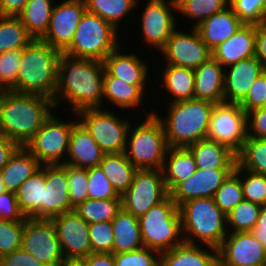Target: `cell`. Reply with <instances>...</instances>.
<instances>
[{
    "label": "cell",
    "mask_w": 266,
    "mask_h": 266,
    "mask_svg": "<svg viewBox=\"0 0 266 266\" xmlns=\"http://www.w3.org/2000/svg\"><path fill=\"white\" fill-rule=\"evenodd\" d=\"M105 67L99 60L59 55L55 108L67 103L68 113L103 107V79Z\"/></svg>",
    "instance_id": "1"
},
{
    "label": "cell",
    "mask_w": 266,
    "mask_h": 266,
    "mask_svg": "<svg viewBox=\"0 0 266 266\" xmlns=\"http://www.w3.org/2000/svg\"><path fill=\"white\" fill-rule=\"evenodd\" d=\"M52 99L14 91L0 92V135L24 146L54 112Z\"/></svg>",
    "instance_id": "2"
},
{
    "label": "cell",
    "mask_w": 266,
    "mask_h": 266,
    "mask_svg": "<svg viewBox=\"0 0 266 266\" xmlns=\"http://www.w3.org/2000/svg\"><path fill=\"white\" fill-rule=\"evenodd\" d=\"M166 104L165 116L156 110L154 114L163 124L169 147H187L206 139L215 103L194 98Z\"/></svg>",
    "instance_id": "3"
},
{
    "label": "cell",
    "mask_w": 266,
    "mask_h": 266,
    "mask_svg": "<svg viewBox=\"0 0 266 266\" xmlns=\"http://www.w3.org/2000/svg\"><path fill=\"white\" fill-rule=\"evenodd\" d=\"M61 53L40 39H33L24 49L18 68L17 83L12 90L54 99Z\"/></svg>",
    "instance_id": "4"
},
{
    "label": "cell",
    "mask_w": 266,
    "mask_h": 266,
    "mask_svg": "<svg viewBox=\"0 0 266 266\" xmlns=\"http://www.w3.org/2000/svg\"><path fill=\"white\" fill-rule=\"evenodd\" d=\"M183 240L218 248L228 234L227 217L213 198L189 200L179 207Z\"/></svg>",
    "instance_id": "5"
},
{
    "label": "cell",
    "mask_w": 266,
    "mask_h": 266,
    "mask_svg": "<svg viewBox=\"0 0 266 266\" xmlns=\"http://www.w3.org/2000/svg\"><path fill=\"white\" fill-rule=\"evenodd\" d=\"M151 110L144 111L140 122L137 118L135 124L132 121L124 153L137 169L161 170L169 146L163 124Z\"/></svg>",
    "instance_id": "6"
},
{
    "label": "cell",
    "mask_w": 266,
    "mask_h": 266,
    "mask_svg": "<svg viewBox=\"0 0 266 266\" xmlns=\"http://www.w3.org/2000/svg\"><path fill=\"white\" fill-rule=\"evenodd\" d=\"M119 34V35H118ZM120 32L96 14L85 11L70 46L63 52L76 58L104 61L119 45Z\"/></svg>",
    "instance_id": "7"
},
{
    "label": "cell",
    "mask_w": 266,
    "mask_h": 266,
    "mask_svg": "<svg viewBox=\"0 0 266 266\" xmlns=\"http://www.w3.org/2000/svg\"><path fill=\"white\" fill-rule=\"evenodd\" d=\"M138 222L144 247L161 253L184 241L180 211L169 195L139 217Z\"/></svg>",
    "instance_id": "8"
},
{
    "label": "cell",
    "mask_w": 266,
    "mask_h": 266,
    "mask_svg": "<svg viewBox=\"0 0 266 266\" xmlns=\"http://www.w3.org/2000/svg\"><path fill=\"white\" fill-rule=\"evenodd\" d=\"M56 115L54 111L25 145L42 165L65 163L73 125L78 121L75 113H72L75 119L69 121L61 119L60 114Z\"/></svg>",
    "instance_id": "9"
},
{
    "label": "cell",
    "mask_w": 266,
    "mask_h": 266,
    "mask_svg": "<svg viewBox=\"0 0 266 266\" xmlns=\"http://www.w3.org/2000/svg\"><path fill=\"white\" fill-rule=\"evenodd\" d=\"M107 108L86 109L76 115L105 154L124 152L132 121Z\"/></svg>",
    "instance_id": "10"
},
{
    "label": "cell",
    "mask_w": 266,
    "mask_h": 266,
    "mask_svg": "<svg viewBox=\"0 0 266 266\" xmlns=\"http://www.w3.org/2000/svg\"><path fill=\"white\" fill-rule=\"evenodd\" d=\"M142 7L140 36L149 50L160 52L171 34L178 28L176 0H148ZM176 14V16H175Z\"/></svg>",
    "instance_id": "11"
},
{
    "label": "cell",
    "mask_w": 266,
    "mask_h": 266,
    "mask_svg": "<svg viewBox=\"0 0 266 266\" xmlns=\"http://www.w3.org/2000/svg\"><path fill=\"white\" fill-rule=\"evenodd\" d=\"M248 137L247 113L239 104H215L206 139L219 142L237 154Z\"/></svg>",
    "instance_id": "12"
},
{
    "label": "cell",
    "mask_w": 266,
    "mask_h": 266,
    "mask_svg": "<svg viewBox=\"0 0 266 266\" xmlns=\"http://www.w3.org/2000/svg\"><path fill=\"white\" fill-rule=\"evenodd\" d=\"M168 195L161 170L137 169L131 186L121 195L122 209L139 218Z\"/></svg>",
    "instance_id": "13"
},
{
    "label": "cell",
    "mask_w": 266,
    "mask_h": 266,
    "mask_svg": "<svg viewBox=\"0 0 266 266\" xmlns=\"http://www.w3.org/2000/svg\"><path fill=\"white\" fill-rule=\"evenodd\" d=\"M21 247L45 266H60L65 258L51 219L26 217Z\"/></svg>",
    "instance_id": "14"
},
{
    "label": "cell",
    "mask_w": 266,
    "mask_h": 266,
    "mask_svg": "<svg viewBox=\"0 0 266 266\" xmlns=\"http://www.w3.org/2000/svg\"><path fill=\"white\" fill-rule=\"evenodd\" d=\"M177 28L159 52L164 64L196 69L212 57V50L203 42L196 28ZM190 30V32H189Z\"/></svg>",
    "instance_id": "15"
},
{
    "label": "cell",
    "mask_w": 266,
    "mask_h": 266,
    "mask_svg": "<svg viewBox=\"0 0 266 266\" xmlns=\"http://www.w3.org/2000/svg\"><path fill=\"white\" fill-rule=\"evenodd\" d=\"M54 5L46 34L40 39L63 53L71 44L86 11L84 0H60Z\"/></svg>",
    "instance_id": "16"
},
{
    "label": "cell",
    "mask_w": 266,
    "mask_h": 266,
    "mask_svg": "<svg viewBox=\"0 0 266 266\" xmlns=\"http://www.w3.org/2000/svg\"><path fill=\"white\" fill-rule=\"evenodd\" d=\"M51 220L65 258H85L92 253L89 224L75 210Z\"/></svg>",
    "instance_id": "17"
},
{
    "label": "cell",
    "mask_w": 266,
    "mask_h": 266,
    "mask_svg": "<svg viewBox=\"0 0 266 266\" xmlns=\"http://www.w3.org/2000/svg\"><path fill=\"white\" fill-rule=\"evenodd\" d=\"M218 249V257L236 266H265L266 249L251 232L228 233Z\"/></svg>",
    "instance_id": "18"
},
{
    "label": "cell",
    "mask_w": 266,
    "mask_h": 266,
    "mask_svg": "<svg viewBox=\"0 0 266 266\" xmlns=\"http://www.w3.org/2000/svg\"><path fill=\"white\" fill-rule=\"evenodd\" d=\"M234 169H198L187 180L178 183L169 196L179 207L197 198H213L215 192Z\"/></svg>",
    "instance_id": "19"
},
{
    "label": "cell",
    "mask_w": 266,
    "mask_h": 266,
    "mask_svg": "<svg viewBox=\"0 0 266 266\" xmlns=\"http://www.w3.org/2000/svg\"><path fill=\"white\" fill-rule=\"evenodd\" d=\"M74 210L69 199L66 169L61 164L45 165L43 219H52Z\"/></svg>",
    "instance_id": "20"
},
{
    "label": "cell",
    "mask_w": 266,
    "mask_h": 266,
    "mask_svg": "<svg viewBox=\"0 0 266 266\" xmlns=\"http://www.w3.org/2000/svg\"><path fill=\"white\" fill-rule=\"evenodd\" d=\"M264 71L263 65L255 56L226 67L224 70L225 103L239 104L256 78Z\"/></svg>",
    "instance_id": "21"
},
{
    "label": "cell",
    "mask_w": 266,
    "mask_h": 266,
    "mask_svg": "<svg viewBox=\"0 0 266 266\" xmlns=\"http://www.w3.org/2000/svg\"><path fill=\"white\" fill-rule=\"evenodd\" d=\"M122 46L124 45H119L104 59L103 63L105 70L111 76L122 79L129 84L148 86V81L151 80L149 77V63L146 59L140 57L136 53L126 52L125 54V52H122V50L125 49Z\"/></svg>",
    "instance_id": "22"
},
{
    "label": "cell",
    "mask_w": 266,
    "mask_h": 266,
    "mask_svg": "<svg viewBox=\"0 0 266 266\" xmlns=\"http://www.w3.org/2000/svg\"><path fill=\"white\" fill-rule=\"evenodd\" d=\"M104 154L89 131L78 120L73 125L68 154L64 164L86 169L97 167Z\"/></svg>",
    "instance_id": "23"
},
{
    "label": "cell",
    "mask_w": 266,
    "mask_h": 266,
    "mask_svg": "<svg viewBox=\"0 0 266 266\" xmlns=\"http://www.w3.org/2000/svg\"><path fill=\"white\" fill-rule=\"evenodd\" d=\"M252 56H255V25L252 24H243L212 50V57L224 68Z\"/></svg>",
    "instance_id": "24"
},
{
    "label": "cell",
    "mask_w": 266,
    "mask_h": 266,
    "mask_svg": "<svg viewBox=\"0 0 266 266\" xmlns=\"http://www.w3.org/2000/svg\"><path fill=\"white\" fill-rule=\"evenodd\" d=\"M150 89L147 86H136L129 84L122 79L111 76L106 70L104 72L103 79V106L105 107L108 103L116 109H122L127 111L134 110V108L143 109V99L148 96L146 89ZM140 107V108H139Z\"/></svg>",
    "instance_id": "25"
},
{
    "label": "cell",
    "mask_w": 266,
    "mask_h": 266,
    "mask_svg": "<svg viewBox=\"0 0 266 266\" xmlns=\"http://www.w3.org/2000/svg\"><path fill=\"white\" fill-rule=\"evenodd\" d=\"M224 70L213 57L194 69V98L215 104L224 103Z\"/></svg>",
    "instance_id": "26"
},
{
    "label": "cell",
    "mask_w": 266,
    "mask_h": 266,
    "mask_svg": "<svg viewBox=\"0 0 266 266\" xmlns=\"http://www.w3.org/2000/svg\"><path fill=\"white\" fill-rule=\"evenodd\" d=\"M217 257V248L183 241L160 253V266H215Z\"/></svg>",
    "instance_id": "27"
},
{
    "label": "cell",
    "mask_w": 266,
    "mask_h": 266,
    "mask_svg": "<svg viewBox=\"0 0 266 266\" xmlns=\"http://www.w3.org/2000/svg\"><path fill=\"white\" fill-rule=\"evenodd\" d=\"M243 23L230 7L215 13L196 27L203 42L215 49L229 39Z\"/></svg>",
    "instance_id": "28"
},
{
    "label": "cell",
    "mask_w": 266,
    "mask_h": 266,
    "mask_svg": "<svg viewBox=\"0 0 266 266\" xmlns=\"http://www.w3.org/2000/svg\"><path fill=\"white\" fill-rule=\"evenodd\" d=\"M187 148L191 151L198 169H234L235 167L236 154L219 142L204 139L190 144Z\"/></svg>",
    "instance_id": "29"
},
{
    "label": "cell",
    "mask_w": 266,
    "mask_h": 266,
    "mask_svg": "<svg viewBox=\"0 0 266 266\" xmlns=\"http://www.w3.org/2000/svg\"><path fill=\"white\" fill-rule=\"evenodd\" d=\"M41 167L36 157L26 147L20 146L0 171L6 191L16 192Z\"/></svg>",
    "instance_id": "30"
},
{
    "label": "cell",
    "mask_w": 266,
    "mask_h": 266,
    "mask_svg": "<svg viewBox=\"0 0 266 266\" xmlns=\"http://www.w3.org/2000/svg\"><path fill=\"white\" fill-rule=\"evenodd\" d=\"M162 67V74L159 75L162 81L156 83L164 88V92H168L167 96L171 95V99L168 97L169 103L194 99V70L170 64H164Z\"/></svg>",
    "instance_id": "31"
},
{
    "label": "cell",
    "mask_w": 266,
    "mask_h": 266,
    "mask_svg": "<svg viewBox=\"0 0 266 266\" xmlns=\"http://www.w3.org/2000/svg\"><path fill=\"white\" fill-rule=\"evenodd\" d=\"M196 170L195 159L187 147H169L161 169L168 193Z\"/></svg>",
    "instance_id": "32"
},
{
    "label": "cell",
    "mask_w": 266,
    "mask_h": 266,
    "mask_svg": "<svg viewBox=\"0 0 266 266\" xmlns=\"http://www.w3.org/2000/svg\"><path fill=\"white\" fill-rule=\"evenodd\" d=\"M45 165L29 177L15 192L21 212L25 217L43 219Z\"/></svg>",
    "instance_id": "33"
},
{
    "label": "cell",
    "mask_w": 266,
    "mask_h": 266,
    "mask_svg": "<svg viewBox=\"0 0 266 266\" xmlns=\"http://www.w3.org/2000/svg\"><path fill=\"white\" fill-rule=\"evenodd\" d=\"M111 222L114 233L113 253L133 251L144 246L138 218L121 209Z\"/></svg>",
    "instance_id": "34"
},
{
    "label": "cell",
    "mask_w": 266,
    "mask_h": 266,
    "mask_svg": "<svg viewBox=\"0 0 266 266\" xmlns=\"http://www.w3.org/2000/svg\"><path fill=\"white\" fill-rule=\"evenodd\" d=\"M98 166L120 196L131 186L137 170L124 152L104 154Z\"/></svg>",
    "instance_id": "35"
},
{
    "label": "cell",
    "mask_w": 266,
    "mask_h": 266,
    "mask_svg": "<svg viewBox=\"0 0 266 266\" xmlns=\"http://www.w3.org/2000/svg\"><path fill=\"white\" fill-rule=\"evenodd\" d=\"M54 3L52 0H29L18 15L33 39H41L46 34Z\"/></svg>",
    "instance_id": "36"
},
{
    "label": "cell",
    "mask_w": 266,
    "mask_h": 266,
    "mask_svg": "<svg viewBox=\"0 0 266 266\" xmlns=\"http://www.w3.org/2000/svg\"><path fill=\"white\" fill-rule=\"evenodd\" d=\"M86 11L111 23L117 30L122 20L139 6L140 0H84Z\"/></svg>",
    "instance_id": "37"
},
{
    "label": "cell",
    "mask_w": 266,
    "mask_h": 266,
    "mask_svg": "<svg viewBox=\"0 0 266 266\" xmlns=\"http://www.w3.org/2000/svg\"><path fill=\"white\" fill-rule=\"evenodd\" d=\"M177 14L184 20L194 22L191 26L196 28L199 24L215 13L229 7V0H176Z\"/></svg>",
    "instance_id": "38"
},
{
    "label": "cell",
    "mask_w": 266,
    "mask_h": 266,
    "mask_svg": "<svg viewBox=\"0 0 266 266\" xmlns=\"http://www.w3.org/2000/svg\"><path fill=\"white\" fill-rule=\"evenodd\" d=\"M32 40L18 16H0V54L24 49Z\"/></svg>",
    "instance_id": "39"
},
{
    "label": "cell",
    "mask_w": 266,
    "mask_h": 266,
    "mask_svg": "<svg viewBox=\"0 0 266 266\" xmlns=\"http://www.w3.org/2000/svg\"><path fill=\"white\" fill-rule=\"evenodd\" d=\"M236 164L242 169L266 176V138L247 137L236 154Z\"/></svg>",
    "instance_id": "40"
},
{
    "label": "cell",
    "mask_w": 266,
    "mask_h": 266,
    "mask_svg": "<svg viewBox=\"0 0 266 266\" xmlns=\"http://www.w3.org/2000/svg\"><path fill=\"white\" fill-rule=\"evenodd\" d=\"M121 209V199H87L74 208L88 224L111 222Z\"/></svg>",
    "instance_id": "41"
},
{
    "label": "cell",
    "mask_w": 266,
    "mask_h": 266,
    "mask_svg": "<svg viewBox=\"0 0 266 266\" xmlns=\"http://www.w3.org/2000/svg\"><path fill=\"white\" fill-rule=\"evenodd\" d=\"M260 209V205L245 199L241 201L226 215L228 233L251 232L257 223Z\"/></svg>",
    "instance_id": "42"
},
{
    "label": "cell",
    "mask_w": 266,
    "mask_h": 266,
    "mask_svg": "<svg viewBox=\"0 0 266 266\" xmlns=\"http://www.w3.org/2000/svg\"><path fill=\"white\" fill-rule=\"evenodd\" d=\"M213 199L226 215L244 200L240 177L232 171L215 192Z\"/></svg>",
    "instance_id": "43"
},
{
    "label": "cell",
    "mask_w": 266,
    "mask_h": 266,
    "mask_svg": "<svg viewBox=\"0 0 266 266\" xmlns=\"http://www.w3.org/2000/svg\"><path fill=\"white\" fill-rule=\"evenodd\" d=\"M233 171L240 177L244 199L265 206L266 176L242 169L237 164H235Z\"/></svg>",
    "instance_id": "44"
},
{
    "label": "cell",
    "mask_w": 266,
    "mask_h": 266,
    "mask_svg": "<svg viewBox=\"0 0 266 266\" xmlns=\"http://www.w3.org/2000/svg\"><path fill=\"white\" fill-rule=\"evenodd\" d=\"M229 7L243 24L266 22V0H229Z\"/></svg>",
    "instance_id": "45"
},
{
    "label": "cell",
    "mask_w": 266,
    "mask_h": 266,
    "mask_svg": "<svg viewBox=\"0 0 266 266\" xmlns=\"http://www.w3.org/2000/svg\"><path fill=\"white\" fill-rule=\"evenodd\" d=\"M67 172L69 199L73 208L88 199V173L86 168L61 164Z\"/></svg>",
    "instance_id": "46"
},
{
    "label": "cell",
    "mask_w": 266,
    "mask_h": 266,
    "mask_svg": "<svg viewBox=\"0 0 266 266\" xmlns=\"http://www.w3.org/2000/svg\"><path fill=\"white\" fill-rule=\"evenodd\" d=\"M21 56L22 49L0 54V92L12 91L15 88Z\"/></svg>",
    "instance_id": "47"
},
{
    "label": "cell",
    "mask_w": 266,
    "mask_h": 266,
    "mask_svg": "<svg viewBox=\"0 0 266 266\" xmlns=\"http://www.w3.org/2000/svg\"><path fill=\"white\" fill-rule=\"evenodd\" d=\"M88 173V199H121V196L112 187L111 182L104 175L101 168L91 167Z\"/></svg>",
    "instance_id": "48"
},
{
    "label": "cell",
    "mask_w": 266,
    "mask_h": 266,
    "mask_svg": "<svg viewBox=\"0 0 266 266\" xmlns=\"http://www.w3.org/2000/svg\"><path fill=\"white\" fill-rule=\"evenodd\" d=\"M23 230L24 220L0 219V258L21 248Z\"/></svg>",
    "instance_id": "49"
},
{
    "label": "cell",
    "mask_w": 266,
    "mask_h": 266,
    "mask_svg": "<svg viewBox=\"0 0 266 266\" xmlns=\"http://www.w3.org/2000/svg\"><path fill=\"white\" fill-rule=\"evenodd\" d=\"M113 255L116 266H160V252L144 246Z\"/></svg>",
    "instance_id": "50"
},
{
    "label": "cell",
    "mask_w": 266,
    "mask_h": 266,
    "mask_svg": "<svg viewBox=\"0 0 266 266\" xmlns=\"http://www.w3.org/2000/svg\"><path fill=\"white\" fill-rule=\"evenodd\" d=\"M92 253H113L114 233L112 222L89 224Z\"/></svg>",
    "instance_id": "51"
},
{
    "label": "cell",
    "mask_w": 266,
    "mask_h": 266,
    "mask_svg": "<svg viewBox=\"0 0 266 266\" xmlns=\"http://www.w3.org/2000/svg\"><path fill=\"white\" fill-rule=\"evenodd\" d=\"M239 105L246 113L266 107V70L256 78Z\"/></svg>",
    "instance_id": "52"
},
{
    "label": "cell",
    "mask_w": 266,
    "mask_h": 266,
    "mask_svg": "<svg viewBox=\"0 0 266 266\" xmlns=\"http://www.w3.org/2000/svg\"><path fill=\"white\" fill-rule=\"evenodd\" d=\"M26 217L21 212L15 192L5 191L0 194V219L23 221Z\"/></svg>",
    "instance_id": "53"
},
{
    "label": "cell",
    "mask_w": 266,
    "mask_h": 266,
    "mask_svg": "<svg viewBox=\"0 0 266 266\" xmlns=\"http://www.w3.org/2000/svg\"><path fill=\"white\" fill-rule=\"evenodd\" d=\"M248 137L266 138V107L247 113Z\"/></svg>",
    "instance_id": "54"
},
{
    "label": "cell",
    "mask_w": 266,
    "mask_h": 266,
    "mask_svg": "<svg viewBox=\"0 0 266 266\" xmlns=\"http://www.w3.org/2000/svg\"><path fill=\"white\" fill-rule=\"evenodd\" d=\"M0 266H45L22 247L0 258Z\"/></svg>",
    "instance_id": "55"
},
{
    "label": "cell",
    "mask_w": 266,
    "mask_h": 266,
    "mask_svg": "<svg viewBox=\"0 0 266 266\" xmlns=\"http://www.w3.org/2000/svg\"><path fill=\"white\" fill-rule=\"evenodd\" d=\"M255 57L266 70V22L255 25Z\"/></svg>",
    "instance_id": "56"
},
{
    "label": "cell",
    "mask_w": 266,
    "mask_h": 266,
    "mask_svg": "<svg viewBox=\"0 0 266 266\" xmlns=\"http://www.w3.org/2000/svg\"><path fill=\"white\" fill-rule=\"evenodd\" d=\"M19 147L15 141L0 135V171L9 162L10 157Z\"/></svg>",
    "instance_id": "57"
},
{
    "label": "cell",
    "mask_w": 266,
    "mask_h": 266,
    "mask_svg": "<svg viewBox=\"0 0 266 266\" xmlns=\"http://www.w3.org/2000/svg\"><path fill=\"white\" fill-rule=\"evenodd\" d=\"M29 0H0V16H18Z\"/></svg>",
    "instance_id": "58"
},
{
    "label": "cell",
    "mask_w": 266,
    "mask_h": 266,
    "mask_svg": "<svg viewBox=\"0 0 266 266\" xmlns=\"http://www.w3.org/2000/svg\"><path fill=\"white\" fill-rule=\"evenodd\" d=\"M251 233L266 249V205L261 206L257 223Z\"/></svg>",
    "instance_id": "59"
},
{
    "label": "cell",
    "mask_w": 266,
    "mask_h": 266,
    "mask_svg": "<svg viewBox=\"0 0 266 266\" xmlns=\"http://www.w3.org/2000/svg\"><path fill=\"white\" fill-rule=\"evenodd\" d=\"M85 258L88 266H116L113 253H91Z\"/></svg>",
    "instance_id": "60"
},
{
    "label": "cell",
    "mask_w": 266,
    "mask_h": 266,
    "mask_svg": "<svg viewBox=\"0 0 266 266\" xmlns=\"http://www.w3.org/2000/svg\"><path fill=\"white\" fill-rule=\"evenodd\" d=\"M60 266H88L86 258H64Z\"/></svg>",
    "instance_id": "61"
},
{
    "label": "cell",
    "mask_w": 266,
    "mask_h": 266,
    "mask_svg": "<svg viewBox=\"0 0 266 266\" xmlns=\"http://www.w3.org/2000/svg\"><path fill=\"white\" fill-rule=\"evenodd\" d=\"M215 266H236V265L227 264V263L223 262L219 257H217L216 262H215Z\"/></svg>",
    "instance_id": "62"
},
{
    "label": "cell",
    "mask_w": 266,
    "mask_h": 266,
    "mask_svg": "<svg viewBox=\"0 0 266 266\" xmlns=\"http://www.w3.org/2000/svg\"><path fill=\"white\" fill-rule=\"evenodd\" d=\"M6 191V188H5V185H4V182L1 178V174H0V194L5 192Z\"/></svg>",
    "instance_id": "63"
}]
</instances>
